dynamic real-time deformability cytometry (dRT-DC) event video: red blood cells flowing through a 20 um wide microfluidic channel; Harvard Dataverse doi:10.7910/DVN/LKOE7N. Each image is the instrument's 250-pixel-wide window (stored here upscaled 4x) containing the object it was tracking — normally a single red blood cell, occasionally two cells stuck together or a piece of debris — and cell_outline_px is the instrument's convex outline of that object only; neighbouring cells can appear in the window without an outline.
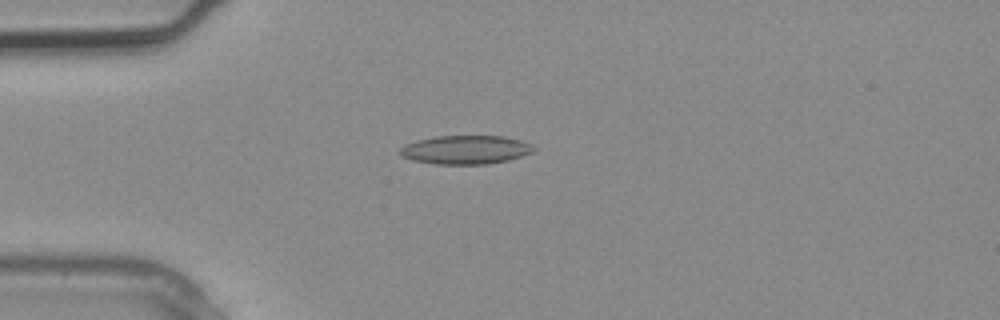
{"species": "common noctule bat (a hibernating species)", "species_latin": "Nyctalus noctula", "temperature_condition": "warm", "stored_images_in_passage": 3, "camera_frame_rate_fps": 3000, "um_per_image_px": 0.085, "animal": {"sex": "male", "body_mass_g": 20.4}, "frame": {"image": 1, "passage_image": 3, "time_ms": 0.667, "image_size_px": [1000, 320], "cell_outline_px": [[536, 148], [532, 152], [508, 160], [488, 164], [436, 164], [412, 160], [400, 156], [400, 148], [404, 144], [416, 140], [436, 136], [504, 136], [520, 140], [532, 144]], "centroid_in_image_um": [39.55, 12.72], "position_along_channel_um": 45.4, "area_um2": 22.43}}